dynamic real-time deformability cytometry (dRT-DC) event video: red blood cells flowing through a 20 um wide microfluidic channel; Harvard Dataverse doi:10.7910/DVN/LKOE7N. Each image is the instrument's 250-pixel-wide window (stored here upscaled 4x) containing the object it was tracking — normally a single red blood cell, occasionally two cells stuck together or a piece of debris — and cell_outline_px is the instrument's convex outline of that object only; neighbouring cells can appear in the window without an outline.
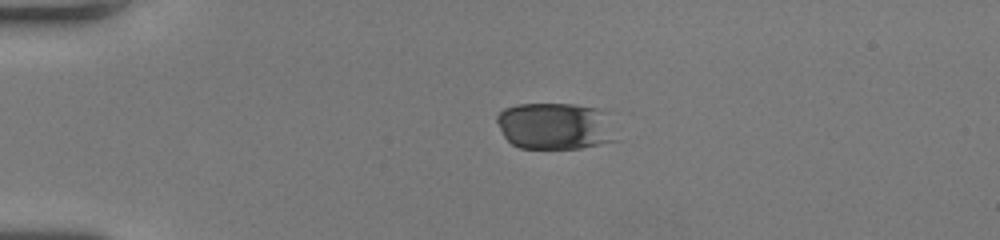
{"species": "human", "species_latin": "Homo sapiens", "temperature_condition": "room temperature", "stored_images_in_passage": 40, "camera_frame_rate_fps": 3000, "um_per_image_px": 0.085, "donor": {"sex": "female"}, "frame": {"image": 1, "passage_image": 1, "time_ms": 0.0, "image_size_px": [1000, 240], "cell_outline_px": [[620, 140], [580, 148], [520, 148], [512, 144], [504, 136], [496, 120], [496, 116], [504, 108], [516, 104], [572, 104], [596, 108], [608, 112]], "centroid_in_image_um": [47.26, 10.71], "position_along_channel_um": 37.7, "area_um2": 33.12}}
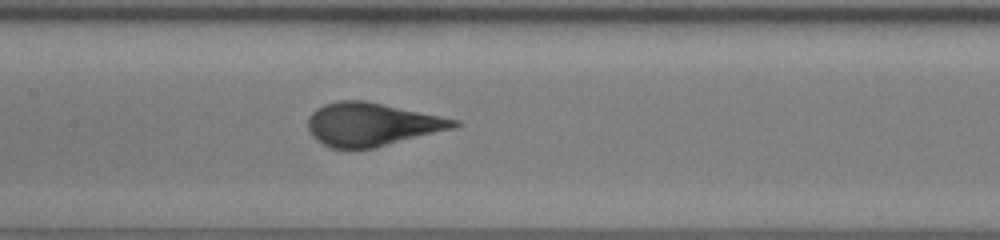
{"frame": {"image": 2, "passage_image": 15, "time_ms": 4.667, "image_size_px": [1000, 240], "cell_outline_px": [[464, 124], [452, 128], [372, 148], [332, 148], [316, 140], [312, 136], [308, 128], [308, 116], [316, 108], [324, 104], [336, 100], [364, 100], [460, 120]], "centroid_in_image_um": [31.56, 10.55], "position_along_channel_um": 175.8, "area_um2": 36.41}}
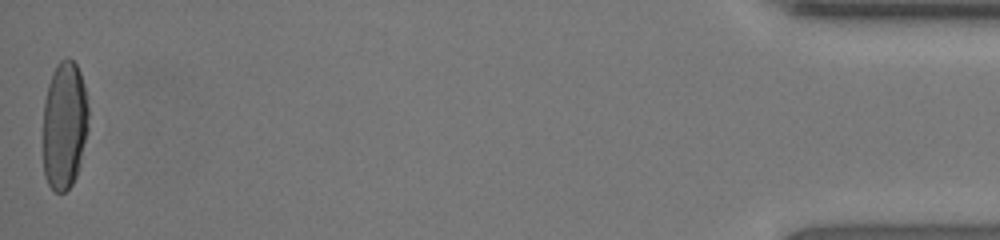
{"frame": {"image": 3, "passage_image": 40, "time_ms": 13.0, "image_size_px": [1000, 240], "cell_outline_px": [[88, 128], [80, 164], [76, 176], [72, 184], [64, 192], [56, 192], [48, 184], [44, 176], [44, 100], [48, 84], [52, 72], [60, 60], [68, 56], [76, 64], [80, 72], [84, 84], [88, 108]], "centroid_in_image_um": [5.48, 10.62], "position_along_channel_um": 429.7, "area_um2": 34.04}, "authors_computed_cell_mechanics": {"area_um2": 35.9805, "velocity_mm_per_s": 4.1077, "shape_relaxation_time_tau1_ms": 3.6568, "shape_relaxation_time_tau2_ms": null, "deformation_change_tau1": 0.1819, "deformation_change_tau2": null}}